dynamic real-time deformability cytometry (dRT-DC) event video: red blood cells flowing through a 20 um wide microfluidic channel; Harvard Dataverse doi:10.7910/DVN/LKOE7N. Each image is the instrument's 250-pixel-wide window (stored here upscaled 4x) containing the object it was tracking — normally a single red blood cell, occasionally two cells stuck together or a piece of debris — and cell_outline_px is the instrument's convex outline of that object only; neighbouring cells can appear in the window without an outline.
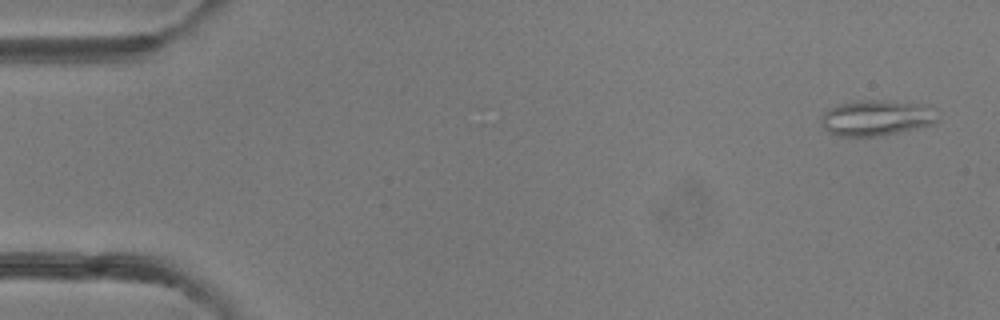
{"species": "common noctule bat (a hibernating species)", "species_latin": "Nyctalus noctula", "temperature_condition": "room temperature", "stored_images_in_passage": 48, "camera_frame_rate_fps": 3000, "um_per_image_px": 0.085, "animal": {"sex": "female"}, "frame": {"image": 1, "passage_image": 2, "time_ms": 0.333, "image_size_px": [1000, 320], "cell_outline_px": [[936, 120], [932, 124], [916, 128], [876, 136], [836, 136], [828, 132], [824, 128], [820, 120], [820, 116], [828, 108], [836, 104], [860, 100], [880, 100], [928, 104]], "centroid_in_image_um": [74.39, 10.0], "position_along_channel_um": 10.6, "area_um2": 24.04}}
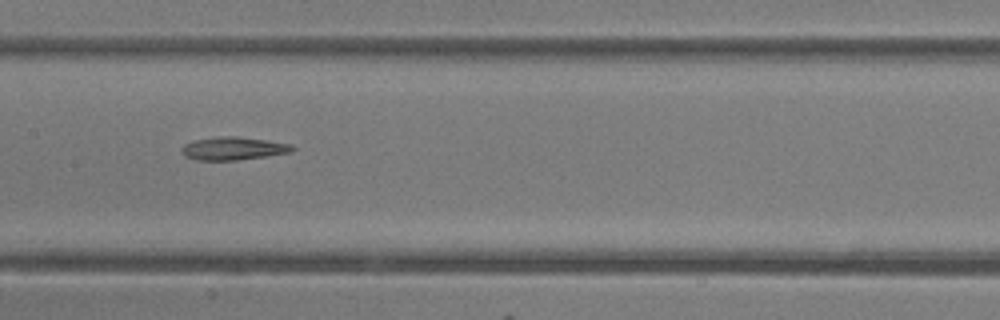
{"frame": {"image": 2, "passage_image": 24, "time_ms": 7.667, "image_size_px": [1000, 320], "cell_outline_px": [[296, 148], [292, 152], [236, 160], [196, 160], [184, 156], [180, 152], [180, 148], [184, 144], [196, 140], [216, 136], [236, 136], [268, 140], [292, 144]], "centroid_in_image_um": [19.81, 12.61], "position_along_channel_um": 187.6, "area_um2": 14.97}}
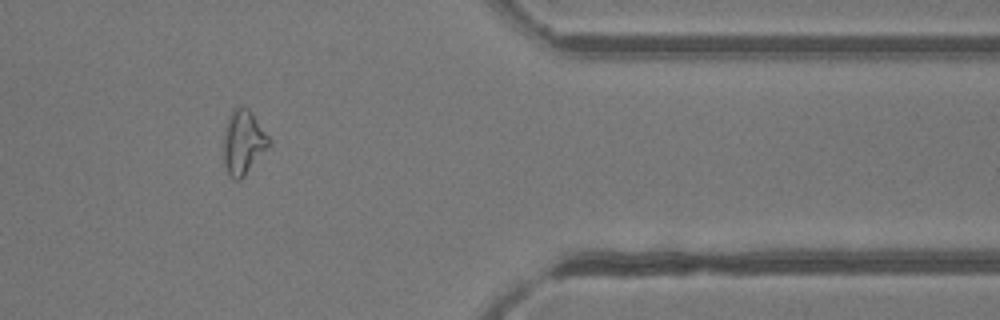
{"frame": {"image": 3, "passage_image": 40, "time_ms": 13.0, "image_size_px": [1000, 320], "cell_outline_px": [[272, 144], [244, 176], [240, 180], [232, 180], [224, 164], [224, 128], [228, 116], [232, 108], [240, 104], [248, 108], [252, 112], [272, 140]], "centroid_in_image_um": [20.69, 12.05], "position_along_channel_um": 390.7, "area_um2": 17.46}, "authors_computed_cell_mechanics": {"area_um2": 17.1377, "velocity_mm_per_s": 4.2472, "shape_relaxation_time_tau1_ms": null, "shape_relaxation_time_tau2_ms": 7.7151, "deformation_change_tau1": null, "deformation_change_tau2": 0.2495}}